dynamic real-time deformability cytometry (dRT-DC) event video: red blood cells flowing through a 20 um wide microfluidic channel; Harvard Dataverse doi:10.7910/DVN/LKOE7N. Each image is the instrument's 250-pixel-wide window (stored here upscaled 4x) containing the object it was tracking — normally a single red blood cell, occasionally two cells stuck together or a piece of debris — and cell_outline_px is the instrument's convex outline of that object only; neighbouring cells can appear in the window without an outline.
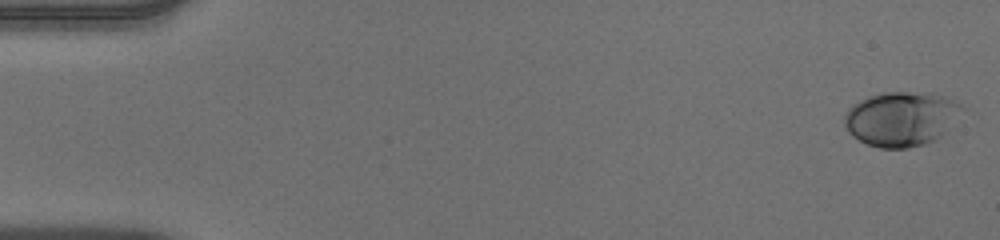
{"species": "human", "species_latin": "Homo sapiens", "temperature_condition": "warm", "stored_images_in_passage": 52, "camera_frame_rate_fps": 3000, "um_per_image_px": 0.085, "donor": {"sex": "male"}, "frame": {"image": 1, "passage_image": 1, "time_ms": 0.0, "image_size_px": [1000, 240], "cell_outline_px": [[968, 108], [952, 128], [936, 140], [924, 144], [908, 148], [880, 148], [868, 144], [852, 136], [848, 132], [844, 124], [844, 116], [848, 108], [852, 104], [868, 96], [884, 92], [928, 92], [948, 96], [956, 100]], "centroid_in_image_um": [76.7, 10.08], "position_along_channel_um": 8.3, "area_um2": 38.44}}
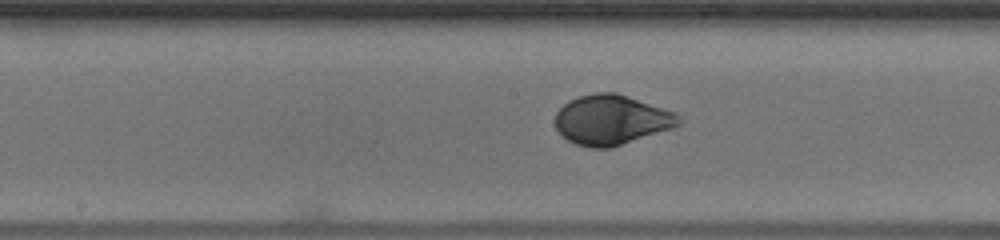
{"frame": {"image": 2, "passage_image": 27, "time_ms": 8.667, "image_size_px": [1000, 240], "cell_outline_px": [[684, 120], [680, 124], [672, 128], [612, 148], [592, 148], [576, 144], [568, 140], [556, 128], [556, 112], [568, 100], [592, 92], [616, 92], [676, 112]], "centroid_in_image_um": [52.0, 10.18], "position_along_channel_um": 196.2, "area_um2": 36.01}}
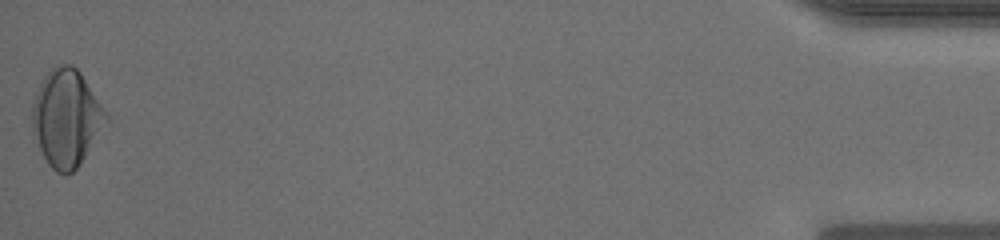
{"frame": {"image": 3, "passage_image": 52, "time_ms": 17.0, "image_size_px": [1000, 240], "cell_outline_px": [[108, 120], [80, 164], [72, 172], [64, 176], [56, 172], [48, 164], [32, 132], [32, 104], [36, 92], [44, 76], [56, 64], [72, 64], [80, 72], [108, 112]], "centroid_in_image_um": [5.64, 10.02], "position_along_channel_um": 429.6, "area_um2": 41.67}, "authors_computed_cell_mechanics": {"area_um2": 35.6915, "velocity_mm_per_s": 3.938, "shape_relaxation_time_tau1_ms": 4.0288, "shape_relaxation_time_tau2_ms": null, "deformation_change_tau1": 0.1849, "deformation_change_tau2": null}}